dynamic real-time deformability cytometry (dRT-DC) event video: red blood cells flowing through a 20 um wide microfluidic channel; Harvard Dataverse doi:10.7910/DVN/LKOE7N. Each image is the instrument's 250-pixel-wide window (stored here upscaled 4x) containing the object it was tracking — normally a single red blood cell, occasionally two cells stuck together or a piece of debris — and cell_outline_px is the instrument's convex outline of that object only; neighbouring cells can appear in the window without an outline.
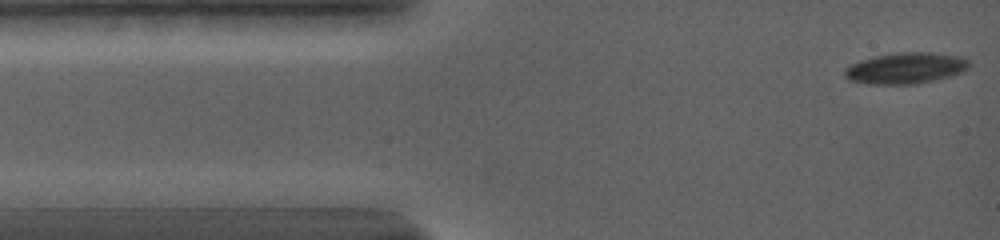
{"species": "common noctule bat (a hibernating species)", "species_latin": "Nyctalus noctula", "temperature_condition": "warm", "stored_images_in_passage": 101, "camera_frame_rate_fps": 5000, "um_per_image_px": 0.085, "animal": {"sex": "female", "body_mass_g": 19.0, "forearm_length_mm": 56.7}, "frame": {"image": 1, "passage_image": 1, "time_ms": 0.0, "image_size_px": [1000, 240], "cell_outline_px": [[968, 68], [964, 72], [916, 84], [872, 84], [848, 80], [844, 76], [844, 68], [848, 64], [860, 60], [876, 56], [904, 52], [932, 52], [964, 56], [968, 60]], "centroid_in_image_um": [76.97, 5.78], "position_along_channel_um": 8.0, "area_um2": 22.66}}
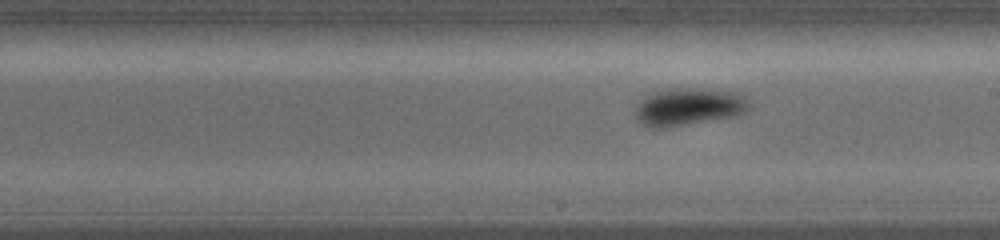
{"frame": {"image": 2, "passage_image": 44, "time_ms": 7.8, "image_size_px": [1000, 240], "cell_outline_px": [[752, 104], [744, 112], [736, 116], [664, 128], [656, 128], [644, 124], [636, 120], [636, 104], [640, 100], [656, 92], [668, 88], [692, 88], [732, 92], [744, 96]], "centroid_in_image_um": [58.53, 9.08], "position_along_channel_um": 230.5, "area_um2": 24.62}}
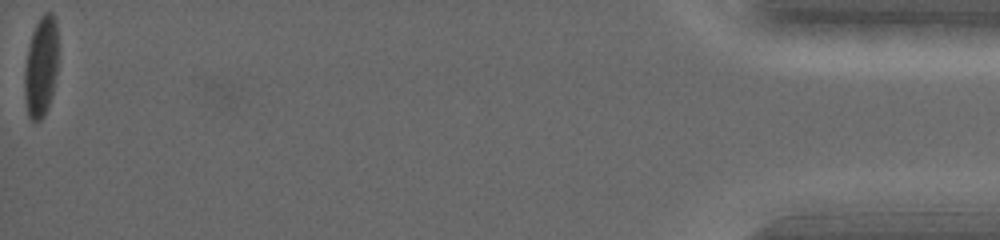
{"frame": {"image": 3, "passage_image": 101, "time_ms": 17.2, "image_size_px": [1000, 240], "cell_outline_px": [[56, 72], [52, 96], [44, 116], [36, 124], [28, 116], [24, 96], [24, 68], [28, 48], [32, 32], [40, 16], [44, 12], [52, 12], [56, 16]], "centroid_in_image_um": [3.46, 5.69], "position_along_channel_um": 431.7, "area_um2": 19.77}, "authors_computed_cell_mechanics": {"area_um2": 22.253, "velocity_mm_per_s": 3.7149, "shape_relaxation_time_tau1_ms": 2.5381, "shape_relaxation_time_tau2_ms": null, "deformation_change_tau1": 0.1231, "deformation_change_tau2": null}}